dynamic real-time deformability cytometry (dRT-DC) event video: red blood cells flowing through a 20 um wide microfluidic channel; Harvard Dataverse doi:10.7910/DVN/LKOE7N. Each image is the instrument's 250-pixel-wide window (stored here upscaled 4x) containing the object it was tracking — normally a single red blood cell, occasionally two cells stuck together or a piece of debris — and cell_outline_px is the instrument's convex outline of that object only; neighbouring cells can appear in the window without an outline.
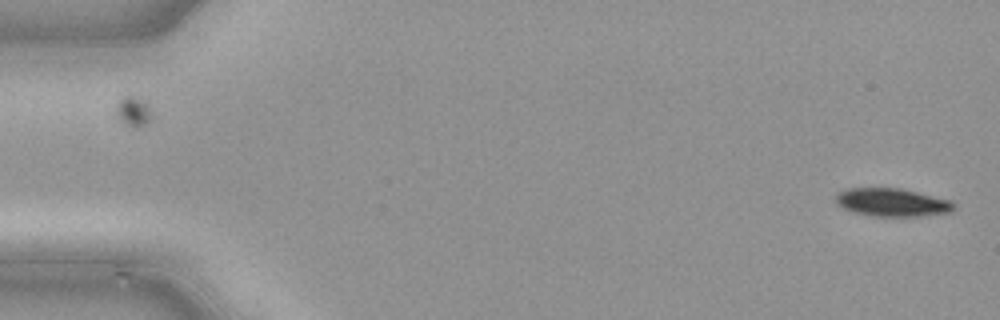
{"species": "common noctule bat (a hibernating species)", "species_latin": "Nyctalus noctula", "temperature_condition": "cold", "stored_images_in_passage": 15, "camera_frame_rate_fps": 3000, "um_per_image_px": 0.085, "animal": {"sex": "male", "body_mass_g": 21.5, "forearm_length_mm": 52.0}, "frame": {"image": 1, "passage_image": 1, "time_ms": 0.0, "image_size_px": [1000, 320], "cell_outline_px": [[956, 208], [952, 212], [924, 216], [872, 216], [856, 212], [844, 208], [836, 204], [836, 192], [848, 188], [900, 188], [952, 200], [956, 204]], "centroid_in_image_um": [75.88, 17.2], "position_along_channel_um": 9.1, "area_um2": 19.54}}
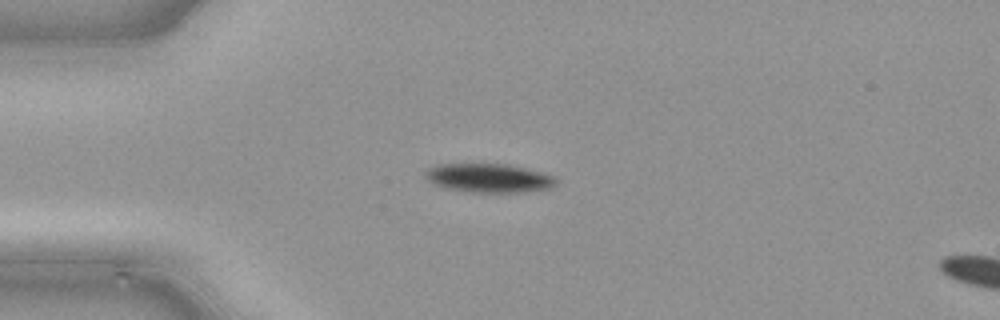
{"frame": {"image": 2, "passage_image": 12, "time_ms": 3.667, "image_size_px": [1000, 320], "cell_outline_px": [[556, 184], [552, 188], [528, 192], [468, 192], [444, 188], [432, 184], [424, 176], [424, 172], [428, 168], [436, 164], [508, 164], [556, 176]], "centroid_in_image_um": [41.53, 15.14], "position_along_channel_um": 43.5, "area_um2": 22.25}}